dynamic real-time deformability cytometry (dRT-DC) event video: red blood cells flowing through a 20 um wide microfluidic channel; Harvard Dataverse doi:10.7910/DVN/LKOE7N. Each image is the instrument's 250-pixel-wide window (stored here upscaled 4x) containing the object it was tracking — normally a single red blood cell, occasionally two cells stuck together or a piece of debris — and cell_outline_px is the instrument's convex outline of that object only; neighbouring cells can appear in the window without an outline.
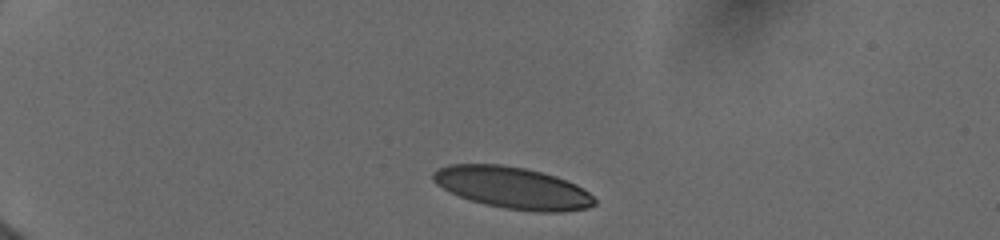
{"species": "human", "species_latin": "Homo sapiens", "temperature_condition": "cold", "stored_images_in_passage": 54, "camera_frame_rate_fps": 3000, "um_per_image_px": 0.085, "donor": {"sex": "female"}, "frame": {"image": 1, "passage_image": 4, "time_ms": 1.0, "image_size_px": [1000, 240], "cell_outline_px": [[596, 204], [588, 208], [560, 212], [540, 212], [504, 208], [484, 204], [460, 196], [436, 184], [432, 180], [432, 172], [448, 164], [500, 164], [524, 168], [556, 176], [576, 184], [584, 188], [596, 200]], "centroid_in_image_um": [43.59, 15.96], "position_along_channel_um": 41.4, "area_um2": 39.13}}
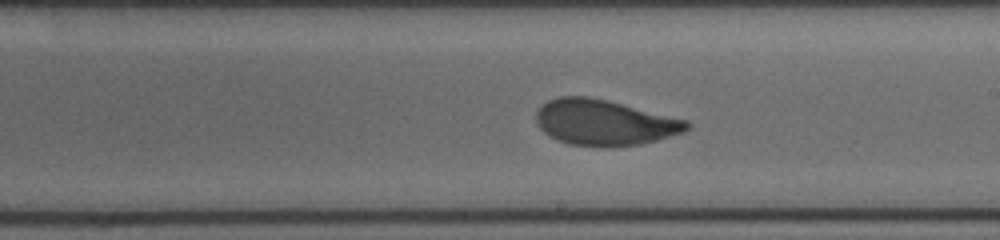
{"frame": {"image": 2, "passage_image": 32, "time_ms": 7.667, "image_size_px": [1000, 240], "cell_outline_px": [[692, 124], [684, 132], [656, 140], [640, 144], [608, 148], [600, 148], [568, 144], [556, 140], [544, 132], [540, 128], [536, 120], [536, 112], [548, 100], [560, 96], [588, 96], [608, 100], [688, 120]], "centroid_in_image_um": [51.38, 10.43], "position_along_channel_um": 237.6, "area_um2": 40.46}}
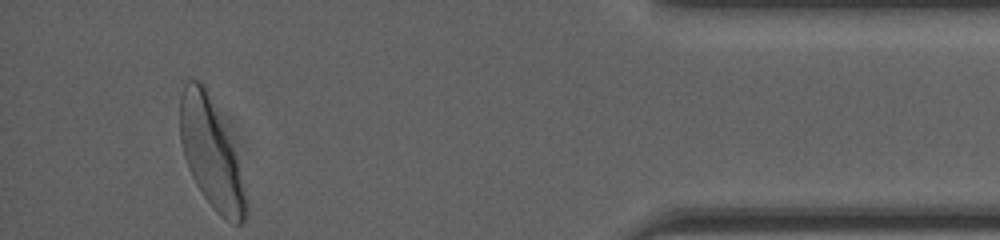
{"frame": {"image": 3, "passage_image": 53, "time_ms": 13.333, "image_size_px": [1000, 240], "cell_outline_px": [[248, 212], [244, 220], [240, 224], [232, 224], [220, 216], [212, 208], [196, 184], [188, 168], [184, 156], [180, 140], [180, 96], [184, 84], [188, 80], [200, 80], [208, 88], [232, 148], [236, 160], [244, 188], [248, 208]], "centroid_in_image_um": [17.91, 13.04], "position_along_channel_um": 417.3, "area_um2": 41.27}, "authors_computed_cell_mechanics": {"area_um2": 40.3444, "velocity_mm_per_s": 3.9397, "shape_relaxation_time_tau1_ms": 2.7314, "shape_relaxation_time_tau2_ms": 0.8325, "deformation_change_tau1": 0.1509, "deformation_change_tau2": 0.0648}}